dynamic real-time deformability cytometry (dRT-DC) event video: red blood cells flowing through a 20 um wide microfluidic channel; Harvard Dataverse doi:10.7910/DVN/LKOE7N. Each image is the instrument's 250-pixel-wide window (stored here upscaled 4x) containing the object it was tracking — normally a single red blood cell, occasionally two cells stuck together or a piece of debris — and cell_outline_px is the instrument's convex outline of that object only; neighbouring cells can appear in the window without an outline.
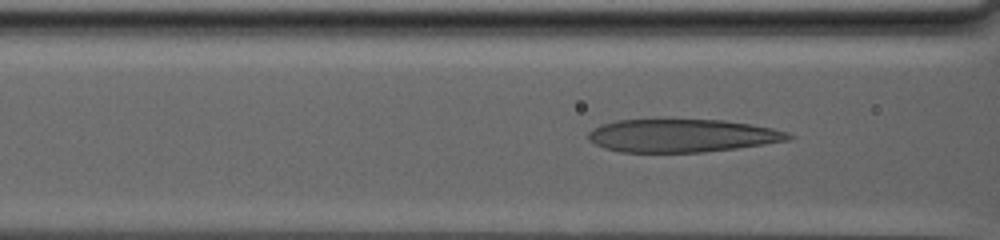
{"species": "human", "species_latin": "Homo sapiens", "temperature_condition": "warm", "stored_images_in_passage": 88, "camera_frame_rate_fps": 3000, "um_per_image_px": 0.085, "donor": {"sex": "male"}, "frame": {"image": 1, "passage_image": 40, "time_ms": 13.0, "image_size_px": [1000, 240], "cell_outline_px": [[796, 136], [788, 140], [764, 144], [736, 148], [704, 152], [620, 152], [604, 148], [588, 140], [588, 132], [592, 128], [600, 124], [616, 120], [724, 120], [752, 124], [772, 128], [788, 132]], "centroid_in_image_um": [57.96, 11.53], "position_along_channel_um": 108.6, "area_um2": 38.61}}
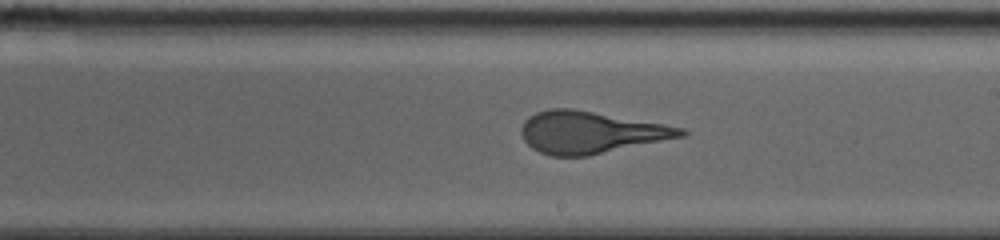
{"frame": {"image": 2, "passage_image": 56, "time_ms": 18.333, "image_size_px": [1000, 240], "cell_outline_px": [[688, 132], [684, 136], [588, 156], [552, 156], [540, 152], [532, 148], [524, 140], [520, 132], [520, 128], [524, 120], [528, 116], [536, 112], [548, 108], [572, 108], [664, 124], [684, 128]], "centroid_in_image_um": [50.15, 11.24], "position_along_channel_um": 238.8, "area_um2": 39.07}}
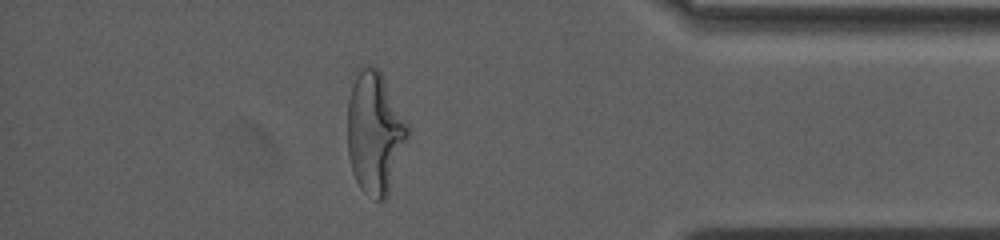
{"frame": {"image": 3, "passage_image": 79, "time_ms": 26.0, "image_size_px": [1000, 240], "cell_outline_px": [[412, 132], [388, 196], [384, 200], [376, 200], [364, 192], [360, 188], [352, 172], [348, 156], [348, 100], [356, 68], [360, 64], [372, 64], [380, 72], [408, 124]], "centroid_in_image_um": [31.87, 11.28], "position_along_channel_um": 403.3, "area_um2": 43.58}, "authors_computed_cell_mechanics": {"area_um2": 42.8876, "velocity_mm_per_s": 2.4398, "shape_relaxation_time_tau1_ms": 7.7014, "shape_relaxation_time_tau2_ms": 1.3345, "deformation_change_tau1": 0.2598, "deformation_change_tau2": 0.1155}}